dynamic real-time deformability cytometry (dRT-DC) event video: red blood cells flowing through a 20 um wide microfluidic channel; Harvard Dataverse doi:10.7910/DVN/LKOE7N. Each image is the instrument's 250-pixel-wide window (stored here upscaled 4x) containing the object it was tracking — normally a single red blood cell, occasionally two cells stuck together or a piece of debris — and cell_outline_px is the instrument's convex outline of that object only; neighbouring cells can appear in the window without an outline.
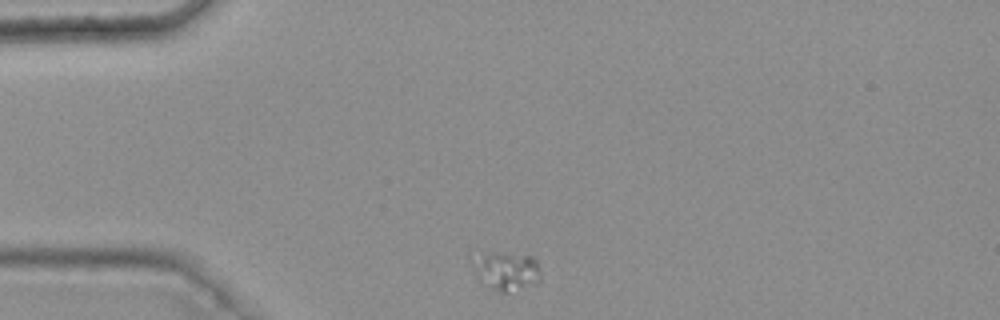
{"species": "common noctule bat (a hibernating species)", "species_latin": "Nyctalus noctula", "temperature_condition": "warm", "stored_images_in_passage": 33, "camera_frame_rate_fps": 3000, "um_per_image_px": 0.085, "animal": {"sex": "female", "body_mass_g": 25.1}, "frame": {"image": 1, "passage_image": 1, "time_ms": 0.0, "image_size_px": [1000, 320], "cell_outline_px": [[540, 280], [536, 284], [508, 292], [500, 292], [492, 288], [480, 280], [476, 276], [476, 268], [484, 256], [496, 252], [532, 256], [536, 260], [540, 276]], "centroid_in_image_um": [43.19, 23.08], "position_along_channel_um": 41.8, "area_um2": 14.28}}
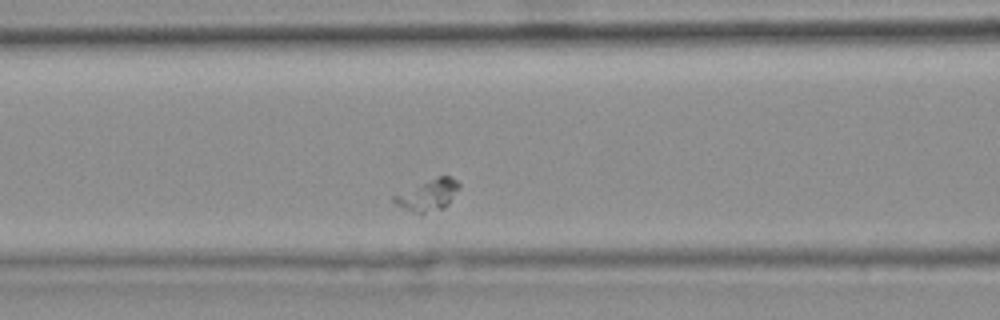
{"frame": {"image": 2, "passage_image": 11, "time_ms": 3.333, "image_size_px": [1000, 320], "cell_outline_px": [[460, 188], [448, 204], [444, 208], [424, 212], [416, 212], [396, 204], [392, 200], [392, 196], [436, 176], [448, 176], [456, 180], [460, 184]], "centroid_in_image_um": [36.42, 16.55], "position_along_channel_um": 130.2, "area_um2": 11.5}}
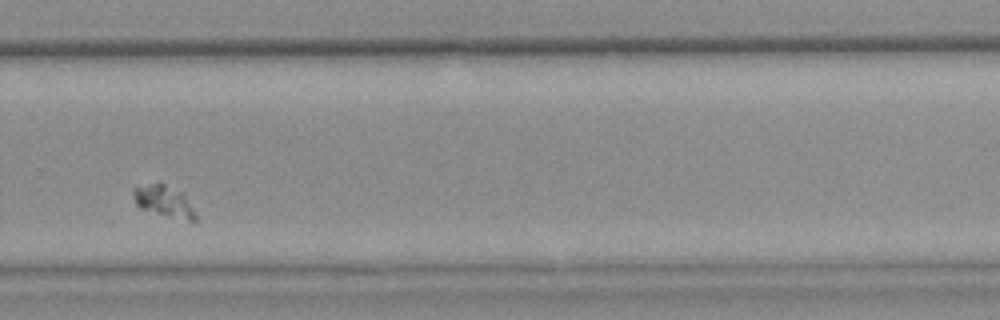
{"frame": {"image": 3, "passage_image": 27, "time_ms": 8.667, "image_size_px": [1000, 320], "cell_outline_px": [[196, 220], [188, 220], [140, 208], [136, 204], [132, 192], [132, 188], [148, 184], [164, 184], [180, 192], [184, 196], [192, 208], [196, 216]], "centroid_in_image_um": [13.88, 17.08], "position_along_channel_um": 315.9, "area_um2": 10.69}}